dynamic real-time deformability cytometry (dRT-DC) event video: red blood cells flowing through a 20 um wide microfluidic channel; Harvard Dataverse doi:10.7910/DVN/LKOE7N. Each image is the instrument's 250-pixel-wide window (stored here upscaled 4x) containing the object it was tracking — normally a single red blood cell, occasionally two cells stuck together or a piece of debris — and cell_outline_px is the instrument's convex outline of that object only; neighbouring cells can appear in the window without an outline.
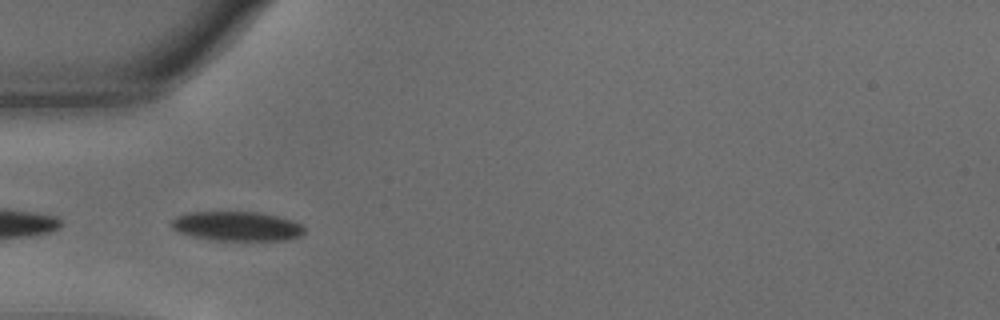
{"species": "common noctule bat (a hibernating species)", "species_latin": "Nyctalus noctula", "temperature_condition": "warm", "stored_images_in_passage": 6, "camera_frame_rate_fps": 3000, "um_per_image_px": 0.085, "animal": {"sex": "male", "body_mass_g": 15.6}, "frame": {"image": 1, "passage_image": 1, "time_ms": 0.0, "image_size_px": [1000, 320], "cell_outline_px": [[304, 232], [300, 236], [284, 240], [216, 240], [192, 236], [180, 232], [172, 228], [172, 220], [176, 216], [188, 212], [260, 212], [292, 220], [300, 224], [304, 228]], "centroid_in_image_um": [20.13, 19.22], "position_along_channel_um": 64.9, "area_um2": 22.6}}